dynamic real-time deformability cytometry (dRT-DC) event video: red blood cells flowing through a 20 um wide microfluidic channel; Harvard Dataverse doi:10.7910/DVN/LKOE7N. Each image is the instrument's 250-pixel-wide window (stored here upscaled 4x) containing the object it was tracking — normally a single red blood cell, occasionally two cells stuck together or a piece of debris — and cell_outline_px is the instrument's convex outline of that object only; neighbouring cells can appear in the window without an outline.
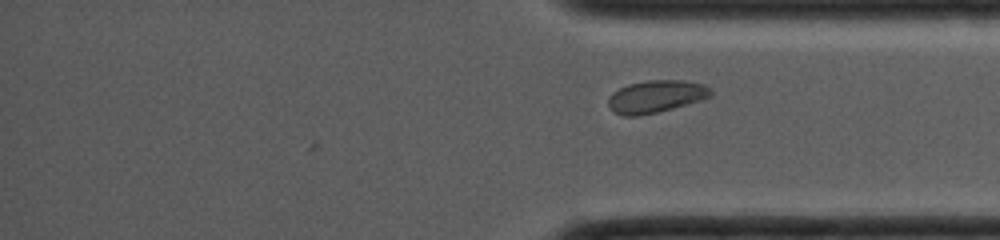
{"species": "common noctule bat (a hibernating species)", "species_latin": "Nyctalus noctula", "temperature_condition": "cold", "stored_images_in_passage": 21, "camera_frame_rate_fps": 4000, "um_per_image_px": 0.085, "animal": {"sex": "female", "body_mass_g": 19.0, "forearm_length_mm": 53.3}, "frame": {"image": 1, "passage_image": 21, "time_ms": 5.0, "image_size_px": [1000, 240], "cell_outline_px": [[712, 96], [704, 100], [656, 112], [636, 116], [624, 116], [612, 112], [608, 108], [608, 96], [612, 92], [628, 84], [648, 80], [684, 80], [704, 84], [712, 92]], "centroid_in_image_um": [55.73, 8.2], "position_along_channel_um": 379.5, "area_um2": 19.54}}